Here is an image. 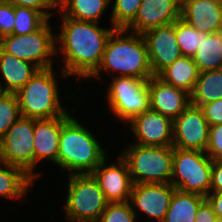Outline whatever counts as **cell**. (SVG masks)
<instances>
[{"instance_id": "obj_3", "label": "cell", "mask_w": 222, "mask_h": 222, "mask_svg": "<svg viewBox=\"0 0 222 222\" xmlns=\"http://www.w3.org/2000/svg\"><path fill=\"white\" fill-rule=\"evenodd\" d=\"M97 138L67 113L62 116L57 164L71 175L91 174L107 158Z\"/></svg>"}, {"instance_id": "obj_32", "label": "cell", "mask_w": 222, "mask_h": 222, "mask_svg": "<svg viewBox=\"0 0 222 222\" xmlns=\"http://www.w3.org/2000/svg\"><path fill=\"white\" fill-rule=\"evenodd\" d=\"M207 156L212 160H222V124L209 126Z\"/></svg>"}, {"instance_id": "obj_38", "label": "cell", "mask_w": 222, "mask_h": 222, "mask_svg": "<svg viewBox=\"0 0 222 222\" xmlns=\"http://www.w3.org/2000/svg\"><path fill=\"white\" fill-rule=\"evenodd\" d=\"M205 199L212 206L217 217H222V192H210Z\"/></svg>"}, {"instance_id": "obj_13", "label": "cell", "mask_w": 222, "mask_h": 222, "mask_svg": "<svg viewBox=\"0 0 222 222\" xmlns=\"http://www.w3.org/2000/svg\"><path fill=\"white\" fill-rule=\"evenodd\" d=\"M136 143L144 146H172L173 120L152 110L136 115L130 121Z\"/></svg>"}, {"instance_id": "obj_28", "label": "cell", "mask_w": 222, "mask_h": 222, "mask_svg": "<svg viewBox=\"0 0 222 222\" xmlns=\"http://www.w3.org/2000/svg\"><path fill=\"white\" fill-rule=\"evenodd\" d=\"M176 39L182 55L193 57L200 44V31L179 18L176 20Z\"/></svg>"}, {"instance_id": "obj_22", "label": "cell", "mask_w": 222, "mask_h": 222, "mask_svg": "<svg viewBox=\"0 0 222 222\" xmlns=\"http://www.w3.org/2000/svg\"><path fill=\"white\" fill-rule=\"evenodd\" d=\"M222 31L206 33L200 31V44L193 56L199 72L221 69Z\"/></svg>"}, {"instance_id": "obj_34", "label": "cell", "mask_w": 222, "mask_h": 222, "mask_svg": "<svg viewBox=\"0 0 222 222\" xmlns=\"http://www.w3.org/2000/svg\"><path fill=\"white\" fill-rule=\"evenodd\" d=\"M12 4L13 6H22L36 9L41 12L48 20L53 15L48 9L57 8V0H2Z\"/></svg>"}, {"instance_id": "obj_12", "label": "cell", "mask_w": 222, "mask_h": 222, "mask_svg": "<svg viewBox=\"0 0 222 222\" xmlns=\"http://www.w3.org/2000/svg\"><path fill=\"white\" fill-rule=\"evenodd\" d=\"M149 61L154 76L182 56L176 39V21L145 31Z\"/></svg>"}, {"instance_id": "obj_33", "label": "cell", "mask_w": 222, "mask_h": 222, "mask_svg": "<svg viewBox=\"0 0 222 222\" xmlns=\"http://www.w3.org/2000/svg\"><path fill=\"white\" fill-rule=\"evenodd\" d=\"M15 26L14 6L0 0V39L11 35Z\"/></svg>"}, {"instance_id": "obj_29", "label": "cell", "mask_w": 222, "mask_h": 222, "mask_svg": "<svg viewBox=\"0 0 222 222\" xmlns=\"http://www.w3.org/2000/svg\"><path fill=\"white\" fill-rule=\"evenodd\" d=\"M21 117L16 94L2 92L0 94V139Z\"/></svg>"}, {"instance_id": "obj_37", "label": "cell", "mask_w": 222, "mask_h": 222, "mask_svg": "<svg viewBox=\"0 0 222 222\" xmlns=\"http://www.w3.org/2000/svg\"><path fill=\"white\" fill-rule=\"evenodd\" d=\"M217 216L213 211L212 206L205 199L197 209L195 222H215Z\"/></svg>"}, {"instance_id": "obj_30", "label": "cell", "mask_w": 222, "mask_h": 222, "mask_svg": "<svg viewBox=\"0 0 222 222\" xmlns=\"http://www.w3.org/2000/svg\"><path fill=\"white\" fill-rule=\"evenodd\" d=\"M141 2L142 0H115L111 25L114 28L125 29L135 19Z\"/></svg>"}, {"instance_id": "obj_16", "label": "cell", "mask_w": 222, "mask_h": 222, "mask_svg": "<svg viewBox=\"0 0 222 222\" xmlns=\"http://www.w3.org/2000/svg\"><path fill=\"white\" fill-rule=\"evenodd\" d=\"M181 18V0H142L135 19L125 28L128 32L145 31L174 23Z\"/></svg>"}, {"instance_id": "obj_21", "label": "cell", "mask_w": 222, "mask_h": 222, "mask_svg": "<svg viewBox=\"0 0 222 222\" xmlns=\"http://www.w3.org/2000/svg\"><path fill=\"white\" fill-rule=\"evenodd\" d=\"M193 57L181 56L163 69L157 77L163 82L191 94L199 76Z\"/></svg>"}, {"instance_id": "obj_4", "label": "cell", "mask_w": 222, "mask_h": 222, "mask_svg": "<svg viewBox=\"0 0 222 222\" xmlns=\"http://www.w3.org/2000/svg\"><path fill=\"white\" fill-rule=\"evenodd\" d=\"M54 73L53 68L38 70L30 81L15 93L22 117L50 119L68 113L61 107Z\"/></svg>"}, {"instance_id": "obj_14", "label": "cell", "mask_w": 222, "mask_h": 222, "mask_svg": "<svg viewBox=\"0 0 222 222\" xmlns=\"http://www.w3.org/2000/svg\"><path fill=\"white\" fill-rule=\"evenodd\" d=\"M119 164L106 166V158L91 173L108 203L127 202L130 199L132 180L126 161L118 155Z\"/></svg>"}, {"instance_id": "obj_8", "label": "cell", "mask_w": 222, "mask_h": 222, "mask_svg": "<svg viewBox=\"0 0 222 222\" xmlns=\"http://www.w3.org/2000/svg\"><path fill=\"white\" fill-rule=\"evenodd\" d=\"M56 35L48 20L36 31L25 35H8L0 39V48L39 70L53 67L51 56L56 53ZM51 58V59H50Z\"/></svg>"}, {"instance_id": "obj_1", "label": "cell", "mask_w": 222, "mask_h": 222, "mask_svg": "<svg viewBox=\"0 0 222 222\" xmlns=\"http://www.w3.org/2000/svg\"><path fill=\"white\" fill-rule=\"evenodd\" d=\"M62 20V30L55 35L56 42L61 43L56 54L60 50L65 57L62 59L65 61L63 76L77 75L90 81L89 77L99 67L107 40L115 28H101L97 22L75 20L63 14Z\"/></svg>"}, {"instance_id": "obj_39", "label": "cell", "mask_w": 222, "mask_h": 222, "mask_svg": "<svg viewBox=\"0 0 222 222\" xmlns=\"http://www.w3.org/2000/svg\"><path fill=\"white\" fill-rule=\"evenodd\" d=\"M215 222H222V217H217Z\"/></svg>"}, {"instance_id": "obj_35", "label": "cell", "mask_w": 222, "mask_h": 222, "mask_svg": "<svg viewBox=\"0 0 222 222\" xmlns=\"http://www.w3.org/2000/svg\"><path fill=\"white\" fill-rule=\"evenodd\" d=\"M209 126L222 124V99L200 106Z\"/></svg>"}, {"instance_id": "obj_26", "label": "cell", "mask_w": 222, "mask_h": 222, "mask_svg": "<svg viewBox=\"0 0 222 222\" xmlns=\"http://www.w3.org/2000/svg\"><path fill=\"white\" fill-rule=\"evenodd\" d=\"M33 180L23 169L4 164L3 167L0 166V196L23 198L27 193L28 187L30 188L34 183Z\"/></svg>"}, {"instance_id": "obj_2", "label": "cell", "mask_w": 222, "mask_h": 222, "mask_svg": "<svg viewBox=\"0 0 222 222\" xmlns=\"http://www.w3.org/2000/svg\"><path fill=\"white\" fill-rule=\"evenodd\" d=\"M127 30L115 28L109 36L104 55L97 70L90 77H98L105 70L120 72L118 76L149 80L153 77L148 49L142 34L132 32L124 36ZM123 34V36H122ZM134 34V35H133Z\"/></svg>"}, {"instance_id": "obj_11", "label": "cell", "mask_w": 222, "mask_h": 222, "mask_svg": "<svg viewBox=\"0 0 222 222\" xmlns=\"http://www.w3.org/2000/svg\"><path fill=\"white\" fill-rule=\"evenodd\" d=\"M209 124L199 106L190 104L173 120V148L205 152Z\"/></svg>"}, {"instance_id": "obj_6", "label": "cell", "mask_w": 222, "mask_h": 222, "mask_svg": "<svg viewBox=\"0 0 222 222\" xmlns=\"http://www.w3.org/2000/svg\"><path fill=\"white\" fill-rule=\"evenodd\" d=\"M212 164L206 152L174 148L171 184L179 191L206 197L210 193Z\"/></svg>"}, {"instance_id": "obj_10", "label": "cell", "mask_w": 222, "mask_h": 222, "mask_svg": "<svg viewBox=\"0 0 222 222\" xmlns=\"http://www.w3.org/2000/svg\"><path fill=\"white\" fill-rule=\"evenodd\" d=\"M147 81L127 76L112 77L107 92V105H110L111 111L118 118L127 122L150 109Z\"/></svg>"}, {"instance_id": "obj_24", "label": "cell", "mask_w": 222, "mask_h": 222, "mask_svg": "<svg viewBox=\"0 0 222 222\" xmlns=\"http://www.w3.org/2000/svg\"><path fill=\"white\" fill-rule=\"evenodd\" d=\"M111 0H58L57 7L67 18L99 22Z\"/></svg>"}, {"instance_id": "obj_20", "label": "cell", "mask_w": 222, "mask_h": 222, "mask_svg": "<svg viewBox=\"0 0 222 222\" xmlns=\"http://www.w3.org/2000/svg\"><path fill=\"white\" fill-rule=\"evenodd\" d=\"M38 70L34 64L10 55L0 48V73L6 83L3 86L0 82L2 92L16 93Z\"/></svg>"}, {"instance_id": "obj_9", "label": "cell", "mask_w": 222, "mask_h": 222, "mask_svg": "<svg viewBox=\"0 0 222 222\" xmlns=\"http://www.w3.org/2000/svg\"><path fill=\"white\" fill-rule=\"evenodd\" d=\"M0 162L23 169L35 179L34 118L21 117L0 139Z\"/></svg>"}, {"instance_id": "obj_7", "label": "cell", "mask_w": 222, "mask_h": 222, "mask_svg": "<svg viewBox=\"0 0 222 222\" xmlns=\"http://www.w3.org/2000/svg\"><path fill=\"white\" fill-rule=\"evenodd\" d=\"M65 215L70 222H97L107 201L91 174L69 175Z\"/></svg>"}, {"instance_id": "obj_23", "label": "cell", "mask_w": 222, "mask_h": 222, "mask_svg": "<svg viewBox=\"0 0 222 222\" xmlns=\"http://www.w3.org/2000/svg\"><path fill=\"white\" fill-rule=\"evenodd\" d=\"M204 200L201 195L175 189L163 222H195L197 209Z\"/></svg>"}, {"instance_id": "obj_36", "label": "cell", "mask_w": 222, "mask_h": 222, "mask_svg": "<svg viewBox=\"0 0 222 222\" xmlns=\"http://www.w3.org/2000/svg\"><path fill=\"white\" fill-rule=\"evenodd\" d=\"M210 192H222V160L213 161Z\"/></svg>"}, {"instance_id": "obj_19", "label": "cell", "mask_w": 222, "mask_h": 222, "mask_svg": "<svg viewBox=\"0 0 222 222\" xmlns=\"http://www.w3.org/2000/svg\"><path fill=\"white\" fill-rule=\"evenodd\" d=\"M62 117L34 119V168L43 159L57 164Z\"/></svg>"}, {"instance_id": "obj_18", "label": "cell", "mask_w": 222, "mask_h": 222, "mask_svg": "<svg viewBox=\"0 0 222 222\" xmlns=\"http://www.w3.org/2000/svg\"><path fill=\"white\" fill-rule=\"evenodd\" d=\"M181 18L199 31H222V7L219 0H181Z\"/></svg>"}, {"instance_id": "obj_25", "label": "cell", "mask_w": 222, "mask_h": 222, "mask_svg": "<svg viewBox=\"0 0 222 222\" xmlns=\"http://www.w3.org/2000/svg\"><path fill=\"white\" fill-rule=\"evenodd\" d=\"M222 99V69L200 72L190 103L195 106Z\"/></svg>"}, {"instance_id": "obj_15", "label": "cell", "mask_w": 222, "mask_h": 222, "mask_svg": "<svg viewBox=\"0 0 222 222\" xmlns=\"http://www.w3.org/2000/svg\"><path fill=\"white\" fill-rule=\"evenodd\" d=\"M175 189L172 184H133L129 203L151 219L163 222Z\"/></svg>"}, {"instance_id": "obj_31", "label": "cell", "mask_w": 222, "mask_h": 222, "mask_svg": "<svg viewBox=\"0 0 222 222\" xmlns=\"http://www.w3.org/2000/svg\"><path fill=\"white\" fill-rule=\"evenodd\" d=\"M136 210L129 201L107 203L97 222H135Z\"/></svg>"}, {"instance_id": "obj_5", "label": "cell", "mask_w": 222, "mask_h": 222, "mask_svg": "<svg viewBox=\"0 0 222 222\" xmlns=\"http://www.w3.org/2000/svg\"><path fill=\"white\" fill-rule=\"evenodd\" d=\"M173 146L130 144L122 151L133 184H171Z\"/></svg>"}, {"instance_id": "obj_27", "label": "cell", "mask_w": 222, "mask_h": 222, "mask_svg": "<svg viewBox=\"0 0 222 222\" xmlns=\"http://www.w3.org/2000/svg\"><path fill=\"white\" fill-rule=\"evenodd\" d=\"M14 35H25L38 30L48 19L39 11L29 7L14 6Z\"/></svg>"}, {"instance_id": "obj_17", "label": "cell", "mask_w": 222, "mask_h": 222, "mask_svg": "<svg viewBox=\"0 0 222 222\" xmlns=\"http://www.w3.org/2000/svg\"><path fill=\"white\" fill-rule=\"evenodd\" d=\"M150 95V108L174 120L191 103L190 94L159 79L151 77L147 81Z\"/></svg>"}]
</instances>
